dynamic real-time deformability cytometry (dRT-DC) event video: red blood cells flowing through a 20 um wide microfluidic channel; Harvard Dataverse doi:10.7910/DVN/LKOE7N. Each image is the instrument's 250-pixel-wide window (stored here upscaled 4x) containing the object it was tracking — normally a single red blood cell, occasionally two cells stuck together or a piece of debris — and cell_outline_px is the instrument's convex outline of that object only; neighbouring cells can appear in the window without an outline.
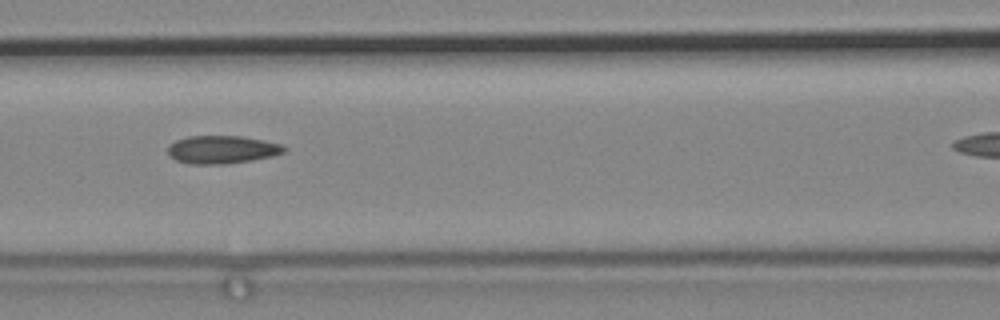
{"species": "common noctule bat (a hibernating species)", "species_latin": "Nyctalus noctula", "temperature_condition": "cold", "stored_images_in_passage": 8, "camera_frame_rate_fps": 3000, "um_per_image_px": 0.085, "animal": {"sex": "male", "body_mass_g": 19.2, "forearm_length_mm": 51.8}, "frame": {"image": 1, "passage_image": 5, "time_ms": 1.333, "image_size_px": [1000, 320], "cell_outline_px": [[288, 148], [284, 152], [272, 156], [252, 160], [224, 164], [188, 164], [176, 160], [168, 152], [168, 144], [176, 140], [188, 136], [240, 136], [264, 140], [280, 144]], "centroid_in_image_um": [18.87, 12.71], "position_along_channel_um": 147.7, "area_um2": 18.96}}
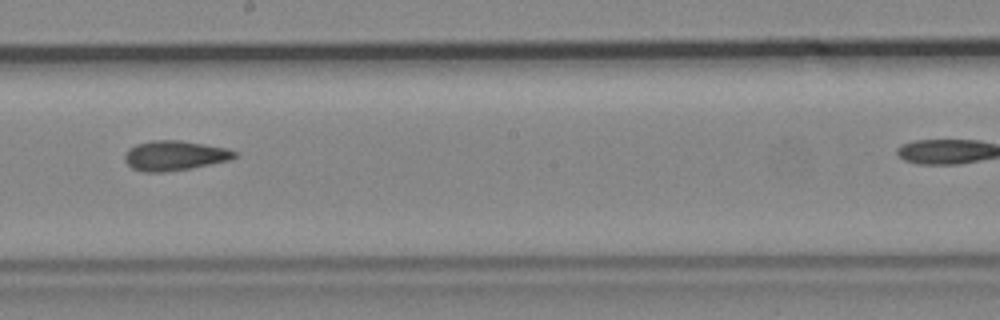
{"frame": {"image": 2, "passage_image": 7, "time_ms": 2.0, "image_size_px": [1000, 320], "cell_outline_px": [[236, 156], [228, 160], [188, 168], [164, 172], [144, 172], [132, 168], [124, 160], [124, 156], [128, 148], [136, 144], [152, 140], [180, 140], [228, 148], [236, 152]], "centroid_in_image_um": [14.79, 13.21], "position_along_channel_um": 233.4, "area_um2": 18.9}}